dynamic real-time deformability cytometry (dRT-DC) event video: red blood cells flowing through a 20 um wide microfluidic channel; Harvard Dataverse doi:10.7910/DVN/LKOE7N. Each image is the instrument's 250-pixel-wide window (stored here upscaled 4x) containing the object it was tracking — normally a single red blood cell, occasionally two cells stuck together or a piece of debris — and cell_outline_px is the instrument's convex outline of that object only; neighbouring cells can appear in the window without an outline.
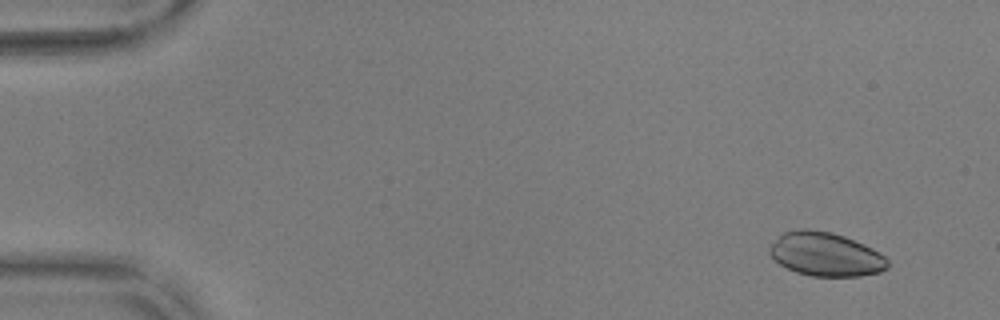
{"species": "common noctule bat (a hibernating species)", "species_latin": "Nyctalus noctula", "temperature_condition": "warm", "stored_images_in_passage": 53, "camera_frame_rate_fps": 3000, "um_per_image_px": 0.085, "animal": {"sex": "male", "body_mass_g": 17.9, "forearm_length_mm": 54.2}, "frame": {"image": 1, "passage_image": 2, "time_ms": 0.333, "image_size_px": [1000, 320], "cell_outline_px": [[888, 268], [880, 272], [860, 276], [812, 276], [796, 272], [780, 264], [768, 252], [768, 248], [784, 232], [800, 228], [804, 228], [832, 232], [844, 236], [864, 244], [872, 248], [884, 256], [888, 260]], "centroid_in_image_um": [70.19, 21.61], "position_along_channel_um": 14.8, "area_um2": 30.0}}
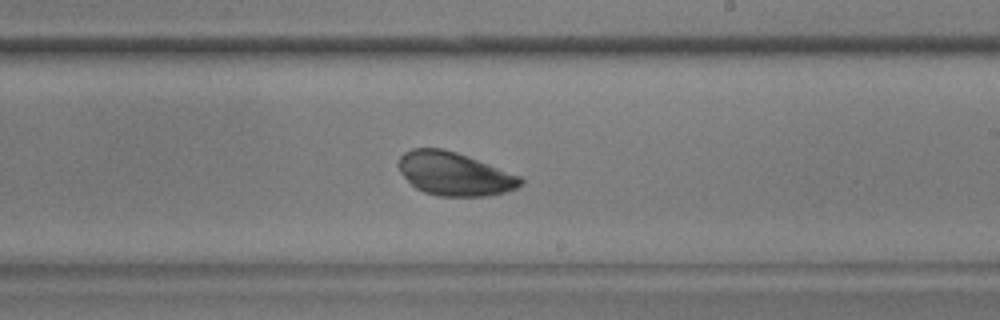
{"frame": {"image": 2, "passage_image": 31, "time_ms": 10.0, "image_size_px": [1000, 320], "cell_outline_px": [[524, 184], [516, 188], [504, 192], [488, 196], [436, 196], [424, 192], [416, 188], [400, 172], [396, 164], [400, 156], [404, 152], [412, 148], [444, 148], [456, 152], [520, 176], [524, 180]], "centroid_in_image_um": [38.6, 14.78], "position_along_channel_um": 250.4, "area_um2": 30.81}}
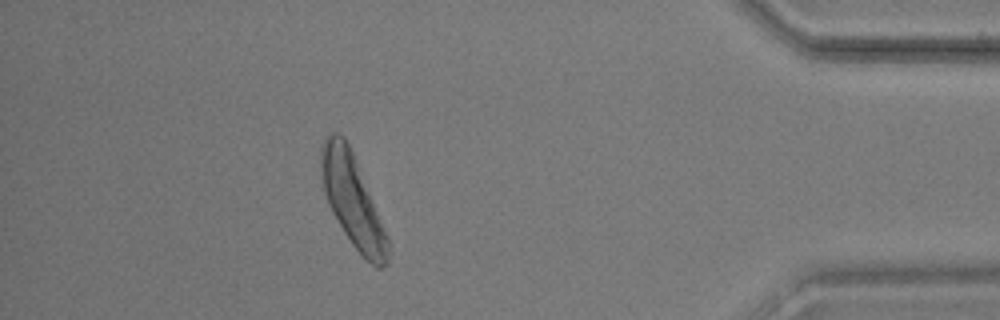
{"frame": {"image": 3, "passage_image": 47, "time_ms": 15.333, "image_size_px": [1000, 320], "cell_outline_px": [[388, 264], [380, 268], [376, 268], [352, 244], [344, 232], [332, 212], [328, 204], [320, 180], [320, 144], [324, 136], [328, 132], [340, 132], [344, 136], [352, 152], [388, 236]], "centroid_in_image_um": [29.91, 16.97], "position_along_channel_um": 405.3, "area_um2": 35.6}}